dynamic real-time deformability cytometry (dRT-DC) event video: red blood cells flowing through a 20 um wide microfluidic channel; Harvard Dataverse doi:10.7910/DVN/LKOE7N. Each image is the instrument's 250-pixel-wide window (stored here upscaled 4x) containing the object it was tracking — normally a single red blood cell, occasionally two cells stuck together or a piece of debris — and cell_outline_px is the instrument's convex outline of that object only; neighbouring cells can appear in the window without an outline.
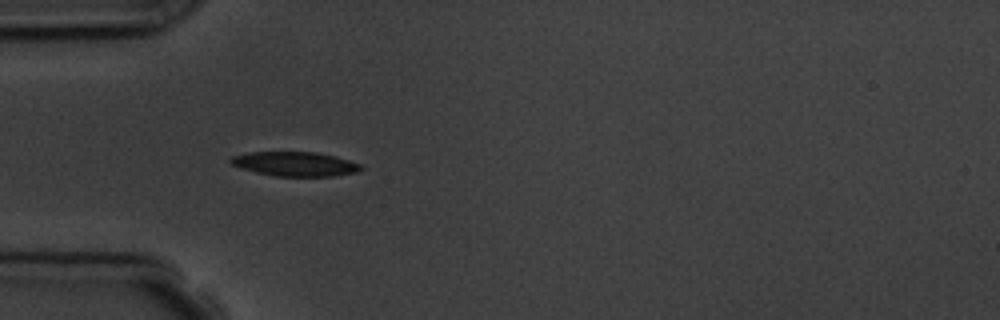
{"species": "common noctule bat (a hibernating species)", "species_latin": "Nyctalus noctula", "temperature_condition": "room temperature", "stored_images_in_passage": 6, "camera_frame_rate_fps": 3000, "um_per_image_px": 0.085, "animal": {"sex": "male", "body_mass_g": 19.5, "forearm_length_mm": 54.6}, "frame": {"image": 1, "passage_image": 5, "time_ms": 4.667, "image_size_px": [1000, 320], "cell_outline_px": [[364, 168], [356, 172], [332, 176], [276, 176], [256, 172], [240, 168], [232, 164], [228, 160], [232, 156], [248, 152], [316, 152], [336, 156], [360, 164]], "centroid_in_image_um": [25.06, 13.93], "position_along_channel_um": 59.9, "area_um2": 18.44}}